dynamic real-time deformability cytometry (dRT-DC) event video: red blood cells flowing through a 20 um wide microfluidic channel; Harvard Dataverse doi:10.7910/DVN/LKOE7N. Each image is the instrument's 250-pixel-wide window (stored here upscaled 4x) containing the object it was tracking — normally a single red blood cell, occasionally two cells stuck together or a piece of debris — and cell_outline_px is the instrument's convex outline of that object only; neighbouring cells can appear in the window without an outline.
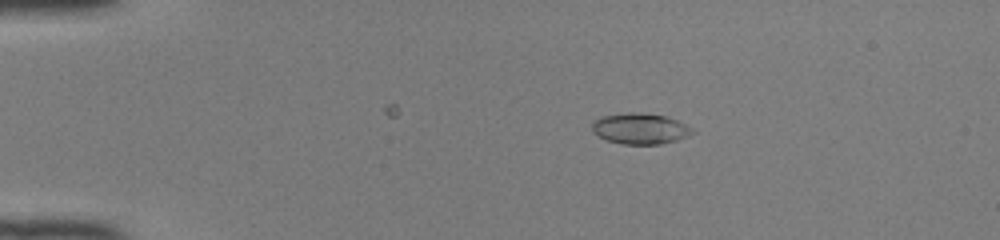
{"species": "common noctule bat (a hibernating species)", "species_latin": "Nyctalus noctula", "temperature_condition": "room temperature", "stored_images_in_passage": 40, "camera_frame_rate_fps": 3000, "um_per_image_px": 0.085, "animal": {"sex": "female", "body_mass_g": 22.0, "forearm_length_mm": 56.7}, "frame": {"image": 1, "passage_image": 5, "time_ms": 1.333, "image_size_px": [1000, 240], "cell_outline_px": [[696, 132], [688, 136], [676, 140], [660, 144], [624, 144], [608, 140], [592, 132], [592, 124], [600, 116], [632, 112], [664, 116], [676, 120], [692, 128]], "centroid_in_image_um": [54.41, 10.94], "position_along_channel_um": 30.6, "area_um2": 17.74}}
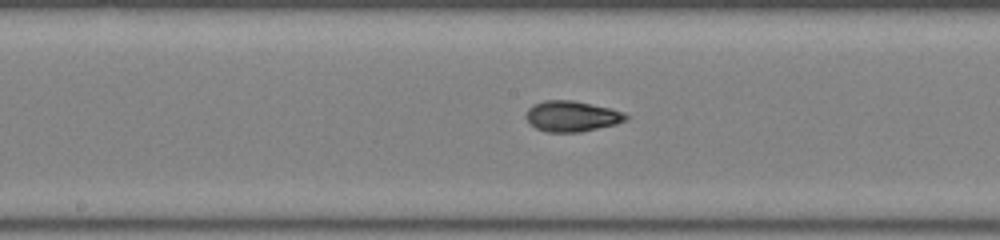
{"frame": {"image": 2, "passage_image": 22, "time_ms": 7.0, "image_size_px": [1000, 240], "cell_outline_px": [[628, 120], [616, 124], [580, 132], [548, 132], [536, 128], [524, 116], [528, 108], [532, 104], [544, 100], [572, 100], [612, 108], [624, 112], [628, 116]], "centroid_in_image_um": [48.61, 9.87], "position_along_channel_um": 199.6, "area_um2": 17.98}}
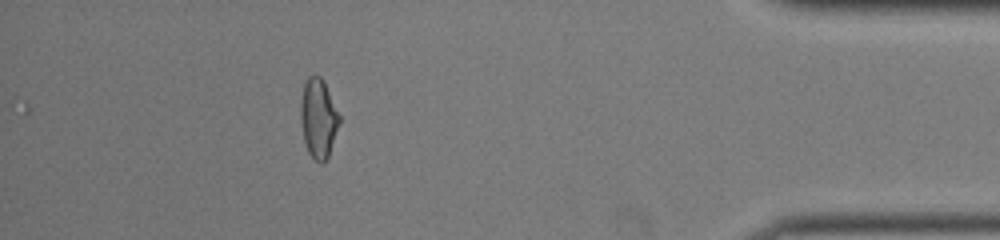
{"frame": {"image": 3, "passage_image": 40, "time_ms": 13.0, "image_size_px": [1000, 240], "cell_outline_px": [[340, 124], [328, 156], [324, 164], [320, 164], [308, 152], [304, 140], [300, 116], [300, 100], [304, 84], [308, 76], [320, 76], [340, 116]], "centroid_in_image_um": [27.05, 10.09], "position_along_channel_um": 408.1, "area_um2": 17.69}, "authors_computed_cell_mechanics": {"area_um2": 17.34, "velocity_mm_per_s": 4.1598, "shape_relaxation_time_tau1_ms": 5.142, "shape_relaxation_time_tau2_ms": 1.266, "deformation_change_tau1": 0.1706, "deformation_change_tau2": 0.053}}